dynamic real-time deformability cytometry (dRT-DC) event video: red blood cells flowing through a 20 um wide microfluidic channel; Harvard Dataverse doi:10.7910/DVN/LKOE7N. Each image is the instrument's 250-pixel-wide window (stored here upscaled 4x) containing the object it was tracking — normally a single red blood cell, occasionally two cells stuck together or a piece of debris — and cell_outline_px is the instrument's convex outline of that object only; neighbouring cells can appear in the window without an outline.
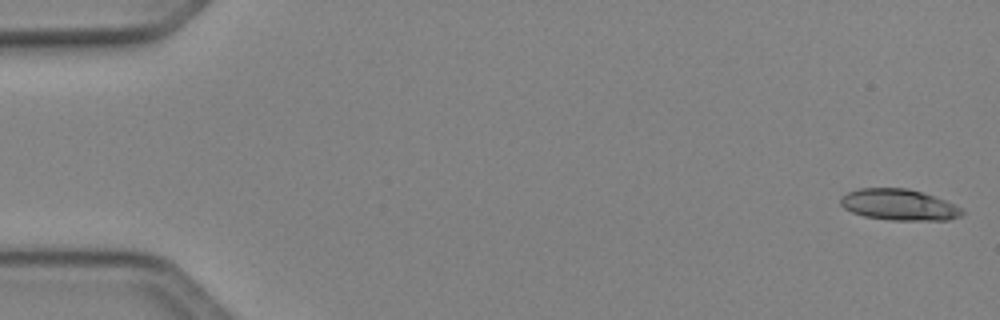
{"species": "Egyptian fruit bat (a non-hibernating species)", "species_latin": "Rousettus aegyptiacus", "temperature_condition": "cold", "stored_images_in_passage": 50, "camera_frame_rate_fps": 3000, "um_per_image_px": 0.085, "animal": {"sex": "female"}, "frame": {"image": 1, "passage_image": 1, "time_ms": 0.0, "image_size_px": [1000, 320], "cell_outline_px": [[964, 212], [960, 216], [948, 220], [888, 220], [864, 216], [852, 212], [844, 208], [840, 204], [840, 200], [848, 192], [860, 188], [908, 188], [924, 192], [964, 208]], "centroid_in_image_um": [76.44, 17.4], "position_along_channel_um": 8.6, "area_um2": 22.14}}
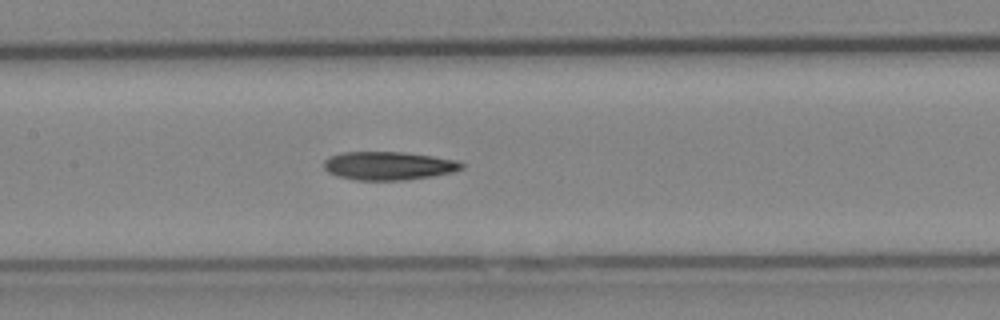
{"frame": {"image": 2, "passage_image": 24, "time_ms": 7.667, "image_size_px": [1000, 320], "cell_outline_px": [[464, 168], [452, 172], [432, 176], [404, 180], [356, 180], [336, 176], [328, 172], [324, 168], [324, 160], [328, 156], [344, 152], [404, 152], [432, 156], [456, 160], [464, 164]], "centroid_in_image_um": [33.0, 14.09], "position_along_channel_um": 174.4, "area_um2": 22.83}}
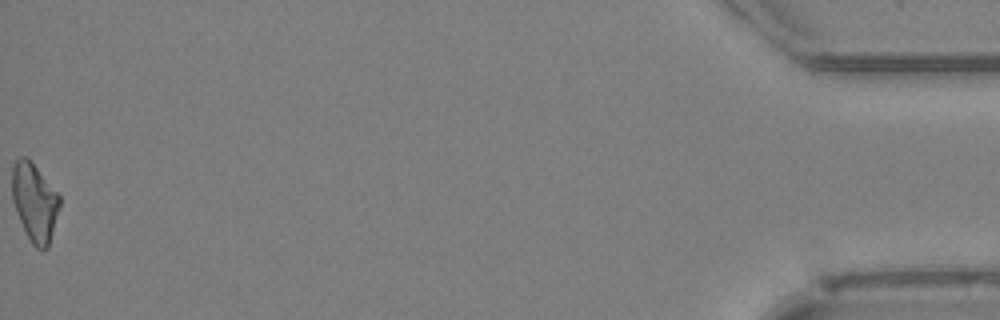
{"frame": {"image": 3, "passage_image": 50, "time_ms": 16.333, "image_size_px": [1000, 320], "cell_outline_px": [[60, 208], [48, 248], [36, 248], [32, 244], [16, 212], [12, 200], [12, 164], [20, 156], [24, 156], [36, 168], [60, 196]], "centroid_in_image_um": [2.93, 17.2], "position_along_channel_um": 432.3, "area_um2": 21.33}, "authors_computed_cell_mechanics": {"area_um2": 22.2241, "velocity_mm_per_s": 4.1014, "shape_relaxation_time_tau1_ms": 10.1596, "shape_relaxation_time_tau2_ms": 7.5661, "deformation_change_tau1": 0.2116, "deformation_change_tau2": 0.2001}}